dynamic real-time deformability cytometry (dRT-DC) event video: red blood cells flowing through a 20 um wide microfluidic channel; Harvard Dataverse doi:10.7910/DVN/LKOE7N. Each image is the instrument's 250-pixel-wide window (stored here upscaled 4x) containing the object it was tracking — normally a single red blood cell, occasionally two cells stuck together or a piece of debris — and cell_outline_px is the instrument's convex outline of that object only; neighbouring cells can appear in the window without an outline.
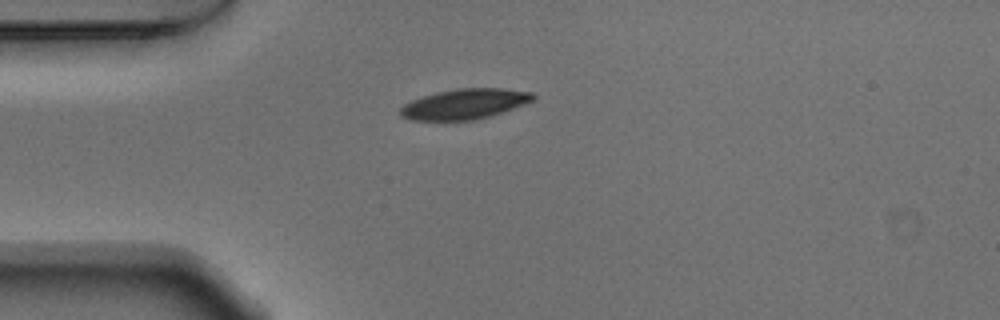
{"species": "Egyptian fruit bat (a non-hibernating species)", "species_latin": "Rousettus aegyptiacus", "temperature_condition": "warm", "stored_images_in_passage": 33, "camera_frame_rate_fps": 3000, "um_per_image_px": 0.085, "animal": {"sex": "male"}, "frame": {"image": 1, "passage_image": 1, "time_ms": 0.0, "image_size_px": [1000, 320], "cell_outline_px": [[536, 96], [532, 100], [492, 116], [472, 120], [412, 120], [400, 116], [400, 108], [404, 104], [412, 100], [436, 92], [456, 88], [500, 88], [532, 92]], "centroid_in_image_um": [39.47, 8.84], "position_along_channel_um": 45.5, "area_um2": 23.24}}
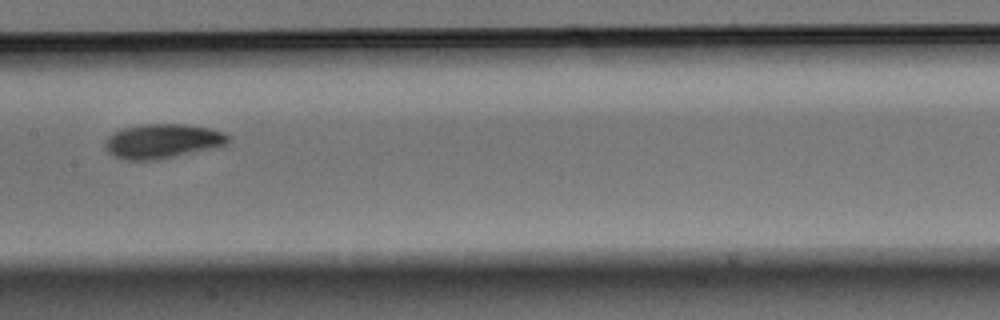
{"frame": {"image": 2, "passage_image": 14, "time_ms": 4.333, "image_size_px": [1000, 320], "cell_outline_px": [[232, 140], [224, 148], [156, 160], [124, 160], [112, 156], [104, 148], [104, 140], [108, 136], [120, 128], [140, 124], [184, 124], [208, 128], [224, 132], [232, 136]], "centroid_in_image_um": [13.88, 12.01], "position_along_channel_um": 193.5, "area_um2": 25.78}}
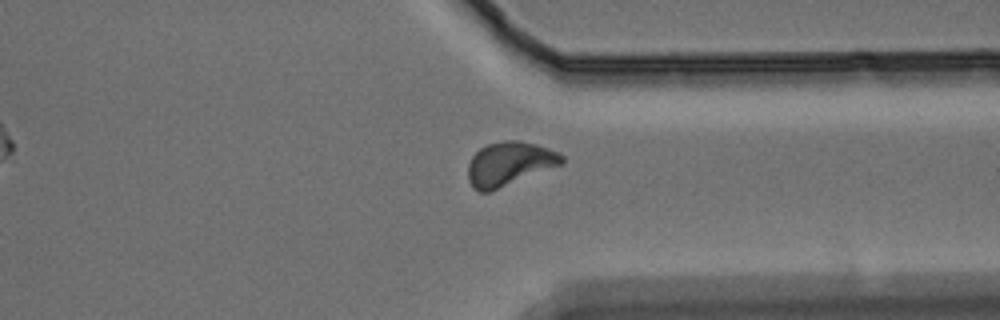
{"frame": {"image": 3, "passage_image": 28, "time_ms": 9.0, "image_size_px": [1000, 320], "cell_outline_px": [[564, 164], [488, 192], [480, 192], [472, 188], [468, 180], [468, 164], [472, 156], [480, 148], [488, 144], [504, 140], [520, 140], [536, 144], [560, 152], [564, 156]], "centroid_in_image_um": [43.31, 13.91], "position_along_channel_um": 368.1, "area_um2": 24.16}, "authors_computed_cell_mechanics": {"area_um2": 24.1604, "velocity_mm_per_s": 3.7621, "shape_relaxation_time_tau1_ms": 2.2724, "shape_relaxation_time_tau2_ms": 2.8397, "deformation_change_tau1": 0.1185, "deformation_change_tau2": 0.0712}}